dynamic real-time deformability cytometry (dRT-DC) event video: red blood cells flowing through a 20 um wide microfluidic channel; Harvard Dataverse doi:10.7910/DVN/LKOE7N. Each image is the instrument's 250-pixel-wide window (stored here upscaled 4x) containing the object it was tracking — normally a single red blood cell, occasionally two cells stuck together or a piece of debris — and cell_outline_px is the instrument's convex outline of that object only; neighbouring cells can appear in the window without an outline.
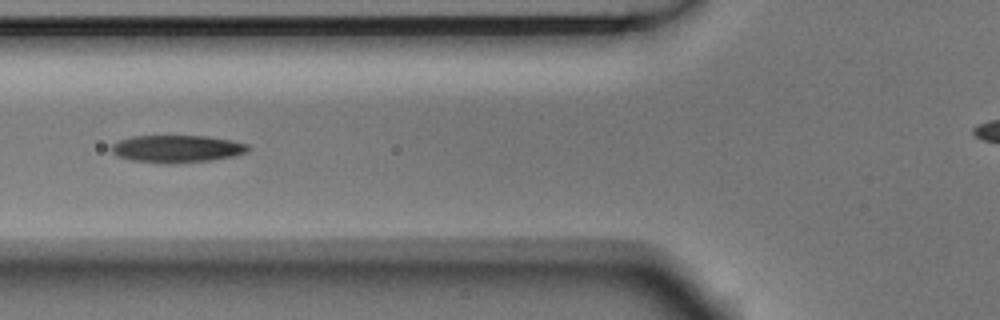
{"species": "Egyptian fruit bat (a non-hibernating species)", "species_latin": "Rousettus aegyptiacus", "temperature_condition": "room temperature", "stored_images_in_passage": 10, "camera_frame_rate_fps": 3000, "um_per_image_px": 0.085, "animal": {"sex": "male"}, "frame": {"image": 1, "passage_image": 5, "time_ms": 1.333, "image_size_px": [1000, 320], "cell_outline_px": [[252, 148], [248, 152], [236, 156], [208, 160], [132, 160], [116, 156], [112, 152], [112, 144], [120, 140], [132, 136], [208, 136], [232, 140], [248, 144]], "centroid_in_image_um": [15.12, 12.59], "position_along_channel_um": 110.7, "area_um2": 20.81}}
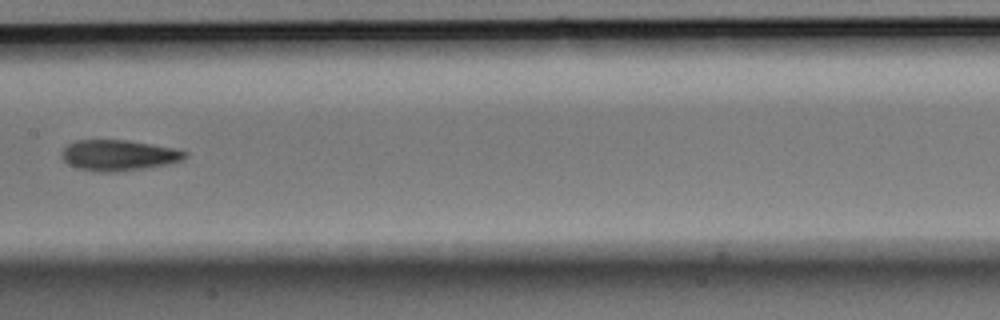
{"frame": {"image": 2, "passage_image": 7, "time_ms": 2.0, "image_size_px": [1000, 320], "cell_outline_px": [[188, 152], [180, 160], [168, 164], [144, 168], [116, 172], [96, 172], [76, 168], [68, 164], [60, 156], [60, 152], [68, 144], [76, 140], [128, 140], [152, 144], [172, 148]], "centroid_in_image_um": [10.01, 13.2], "position_along_channel_um": 197.4, "area_um2": 22.08}}
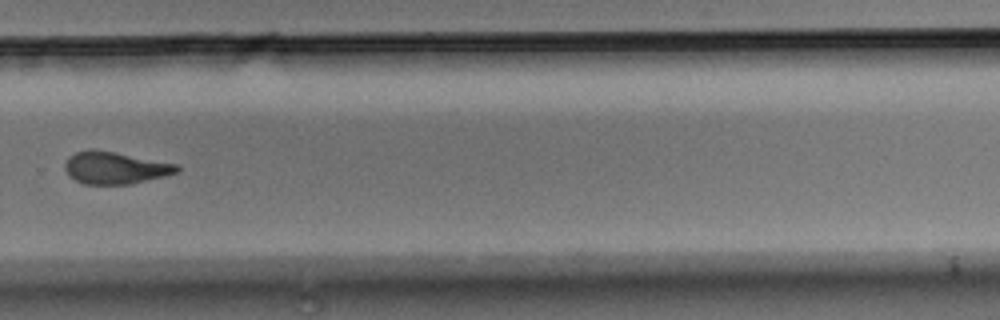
{"frame": {"image": 3, "passage_image": 10, "time_ms": 3.0, "image_size_px": [1000, 320], "cell_outline_px": [[180, 168], [176, 172], [164, 176], [128, 184], [84, 184], [68, 176], [64, 168], [64, 164], [68, 156], [76, 152], [88, 148], [112, 152], [176, 164]], "centroid_in_image_um": [9.7, 14.26], "position_along_channel_um": 320.1, "area_um2": 20.69}}